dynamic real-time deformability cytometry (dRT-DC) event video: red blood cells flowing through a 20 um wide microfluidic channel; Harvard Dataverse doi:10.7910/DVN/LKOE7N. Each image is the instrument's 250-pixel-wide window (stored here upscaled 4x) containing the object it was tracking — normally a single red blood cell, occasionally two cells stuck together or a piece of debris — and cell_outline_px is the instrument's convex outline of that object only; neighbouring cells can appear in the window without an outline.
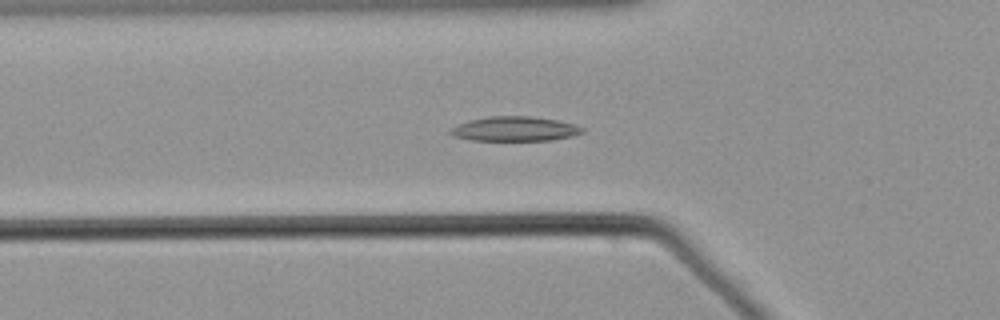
{"species": "common noctule bat (a hibernating species)", "species_latin": "Nyctalus noctula", "temperature_condition": "warm", "stored_images_in_passage": 56, "camera_frame_rate_fps": 3000, "um_per_image_px": 0.085, "animal": {"sex": "male", "body_mass_g": 21.5, "forearm_length_mm": 52.0}, "frame": {"image": 1, "passage_image": 20, "time_ms": 6.333, "image_size_px": [1000, 320], "cell_outline_px": [[584, 132], [572, 136], [552, 140], [468, 140], [452, 136], [448, 132], [448, 128], [468, 120], [488, 116], [532, 116], [556, 120], [572, 124], [584, 128]], "centroid_in_image_um": [43.68, 10.95], "position_along_channel_um": 82.1, "area_um2": 19.02}}
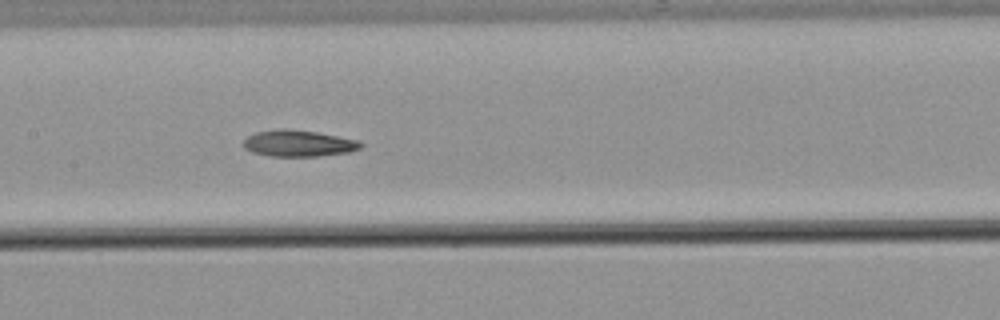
{"frame": {"image": 2, "passage_image": 28, "time_ms": 9.0, "image_size_px": [1000, 320], "cell_outline_px": [[364, 144], [360, 148], [348, 152], [320, 156], [272, 156], [252, 152], [244, 148], [244, 140], [248, 136], [256, 132], [280, 128], [284, 128], [316, 132], [360, 140]], "centroid_in_image_um": [25.39, 12.18], "position_along_channel_um": 182.0, "area_um2": 18.03}}
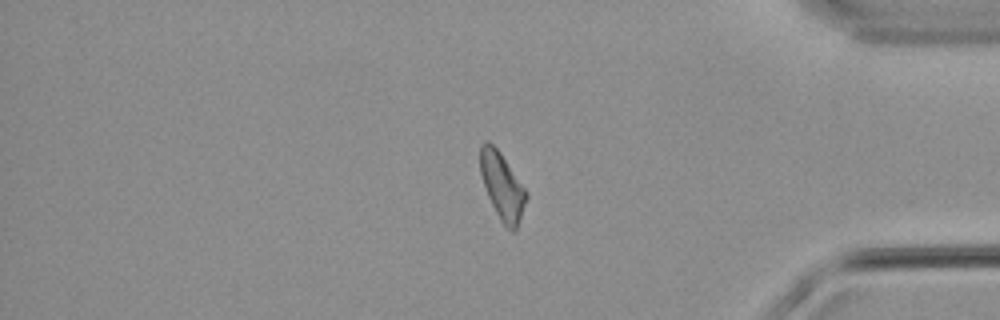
{"frame": {"image": 3, "passage_image": 47, "time_ms": 15.333, "image_size_px": [1000, 320], "cell_outline_px": [[528, 196], [516, 232], [512, 232], [500, 220], [488, 196], [480, 172], [480, 144], [484, 140], [488, 140], [500, 152], [528, 192]], "centroid_in_image_um": [42.7, 15.82], "position_along_channel_um": 392.5, "area_um2": 17.92}}